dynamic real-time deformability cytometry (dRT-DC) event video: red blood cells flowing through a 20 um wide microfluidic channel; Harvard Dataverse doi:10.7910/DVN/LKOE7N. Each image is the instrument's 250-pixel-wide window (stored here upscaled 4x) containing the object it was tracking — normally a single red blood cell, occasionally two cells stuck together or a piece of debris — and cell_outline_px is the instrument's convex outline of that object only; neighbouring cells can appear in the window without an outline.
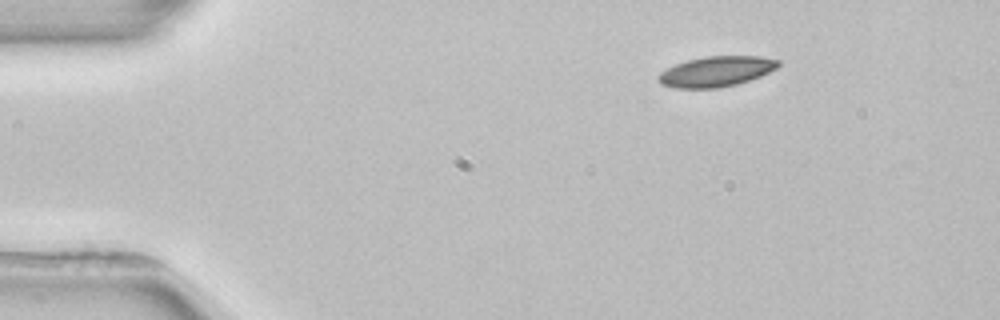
{"species": "common noctule bat (a hibernating species)", "species_latin": "Nyctalus noctula", "temperature_condition": "room temperature", "stored_images_in_passage": 2, "camera_frame_rate_fps": 3000, "um_per_image_px": 0.085, "animal": {"sex": "female", "body_mass_g": 22.7, "forearm_length_mm": 54.2}, "frame": {"image": 1, "passage_image": 1, "time_ms": 0.0, "image_size_px": [1000, 320], "cell_outline_px": [[780, 64], [776, 68], [760, 76], [736, 84], [716, 88], [676, 88], [660, 84], [656, 76], [660, 72], [676, 64], [688, 60], [704, 56], [760, 56], [780, 60]], "centroid_in_image_um": [60.86, 6.07], "position_along_channel_um": 24.1, "area_um2": 21.1}}
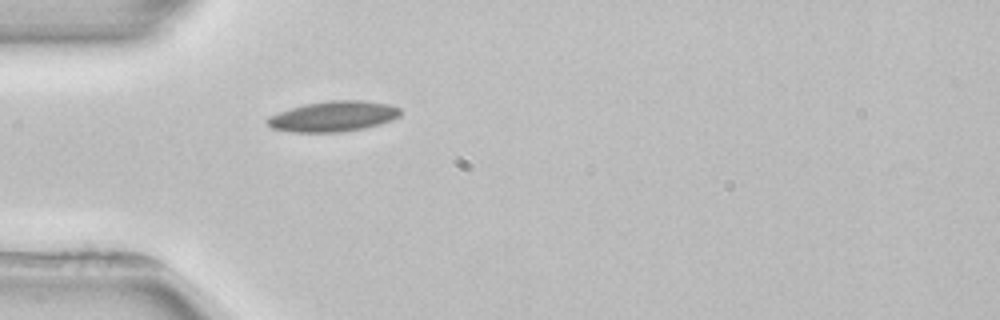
{"frame": {"image": 2, "passage_image": 2, "time_ms": 2.667, "image_size_px": [1000, 320], "cell_outline_px": [[400, 116], [392, 120], [380, 124], [364, 128], [340, 132], [292, 132], [272, 128], [264, 120], [268, 116], [288, 108], [304, 104], [328, 100], [364, 100], [388, 104], [400, 108]], "centroid_in_image_um": [28.3, 9.88], "position_along_channel_um": 56.7, "area_um2": 23.81}}